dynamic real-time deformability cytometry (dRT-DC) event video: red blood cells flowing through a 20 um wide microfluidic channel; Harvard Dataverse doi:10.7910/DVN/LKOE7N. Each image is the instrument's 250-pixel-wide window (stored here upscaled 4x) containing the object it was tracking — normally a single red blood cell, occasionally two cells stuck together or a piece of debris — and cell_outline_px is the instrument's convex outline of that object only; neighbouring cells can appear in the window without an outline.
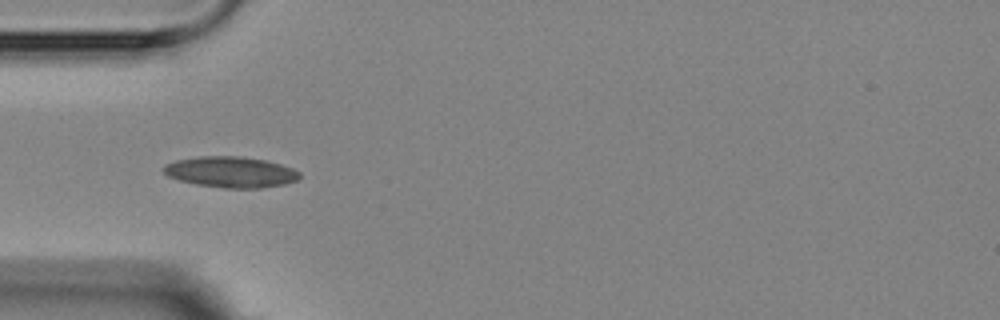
{"species": "Egyptian fruit bat (a non-hibernating species)", "species_latin": "Rousettus aegyptiacus", "temperature_condition": "room temperature", "stored_images_in_passage": 8, "camera_frame_rate_fps": 3000, "um_per_image_px": 0.085, "animal": {"sex": "female"}, "frame": {"image": 1, "passage_image": 5, "time_ms": 4.333, "image_size_px": [1000, 320], "cell_outline_px": [[300, 176], [296, 180], [284, 184], [260, 188], [224, 188], [196, 184], [180, 180], [168, 176], [164, 172], [164, 164], [176, 160], [200, 156], [240, 156], [264, 160], [280, 164], [292, 168], [300, 172]], "centroid_in_image_um": [19.61, 14.62], "position_along_channel_um": 65.4, "area_um2": 24.33}}
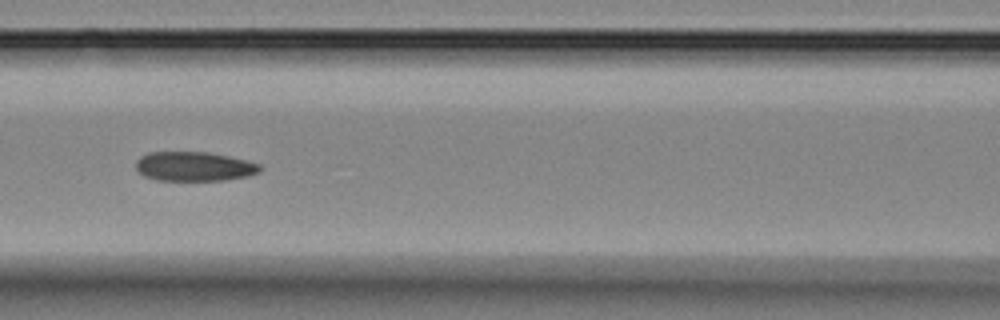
{"frame": {"image": 2, "passage_image": 7, "time_ms": 6.667, "image_size_px": [1000, 320], "cell_outline_px": [[260, 172], [248, 176], [224, 180], [156, 180], [144, 176], [136, 168], [136, 160], [140, 156], [148, 152], [208, 152], [228, 156], [260, 164]], "centroid_in_image_um": [16.48, 14.14], "position_along_channel_um": 150.1, "area_um2": 21.15}}
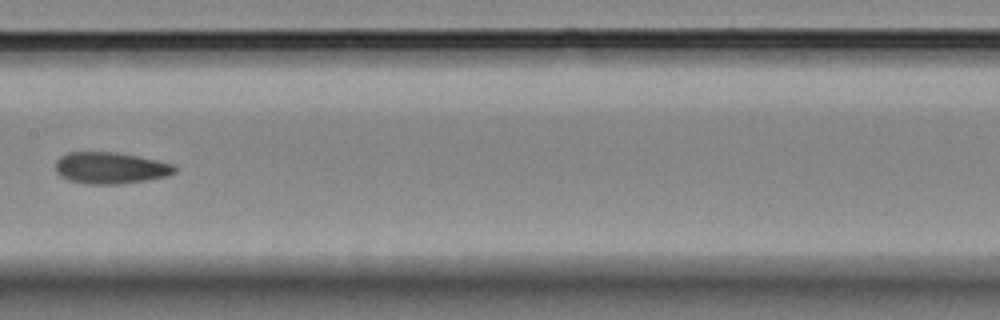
{"frame": {"image": 3, "passage_image": 8, "time_ms": 8.0, "image_size_px": [1000, 320], "cell_outline_px": [[176, 172], [168, 176], [120, 184], [88, 184], [68, 180], [60, 176], [56, 172], [56, 160], [60, 156], [68, 152], [116, 152], [156, 160], [172, 164], [176, 168]], "centroid_in_image_um": [9.36, 14.28], "position_along_channel_um": 198.0, "area_um2": 21.85}}